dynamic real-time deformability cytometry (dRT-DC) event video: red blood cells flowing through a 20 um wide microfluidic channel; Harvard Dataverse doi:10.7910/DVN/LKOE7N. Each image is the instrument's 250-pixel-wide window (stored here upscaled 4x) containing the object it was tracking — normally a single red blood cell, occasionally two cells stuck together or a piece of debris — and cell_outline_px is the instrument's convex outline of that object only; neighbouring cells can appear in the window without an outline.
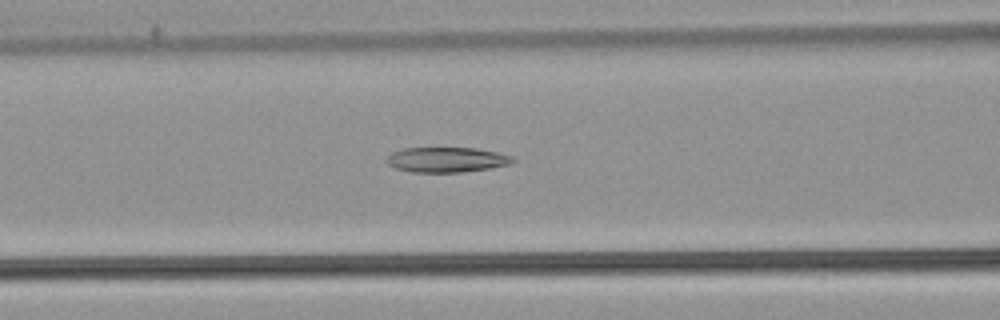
{"species": "common noctule bat (a hibernating species)", "species_latin": "Nyctalus noctula", "temperature_condition": "warm", "stored_images_in_passage": 47, "camera_frame_rate_fps": 3000, "um_per_image_px": 0.085, "animal": {"sex": "male", "body_mass_g": 21.5, "forearm_length_mm": 52.0}, "frame": {"image": 1, "passage_image": 16, "time_ms": 5.0, "image_size_px": [1000, 320], "cell_outline_px": [[516, 160], [512, 164], [488, 168], [460, 172], [412, 172], [396, 168], [388, 164], [384, 160], [392, 152], [404, 148], [476, 148], [516, 156]], "centroid_in_image_um": [37.99, 13.57], "position_along_channel_um": 128.6, "area_um2": 18.5}}
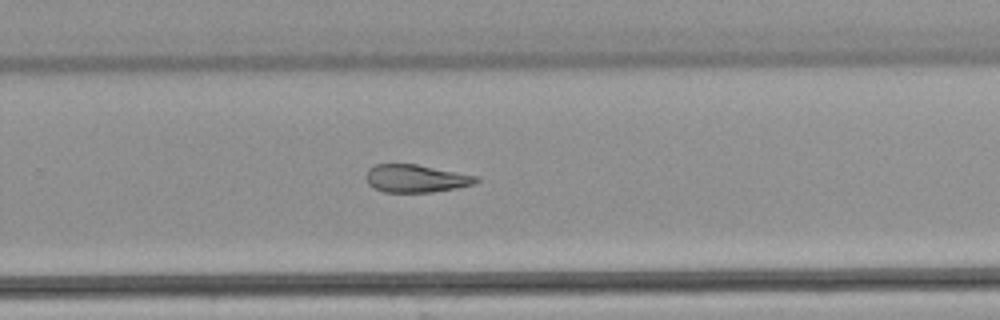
{"frame": {"image": 2, "passage_image": 29, "time_ms": 9.333, "image_size_px": [1000, 320], "cell_outline_px": [[480, 180], [476, 184], [456, 188], [432, 192], [384, 192], [372, 188], [368, 184], [364, 176], [368, 168], [376, 164], [416, 164], [476, 176]], "centroid_in_image_um": [35.3, 15.17], "position_along_channel_um": 294.5, "area_um2": 17.92}}
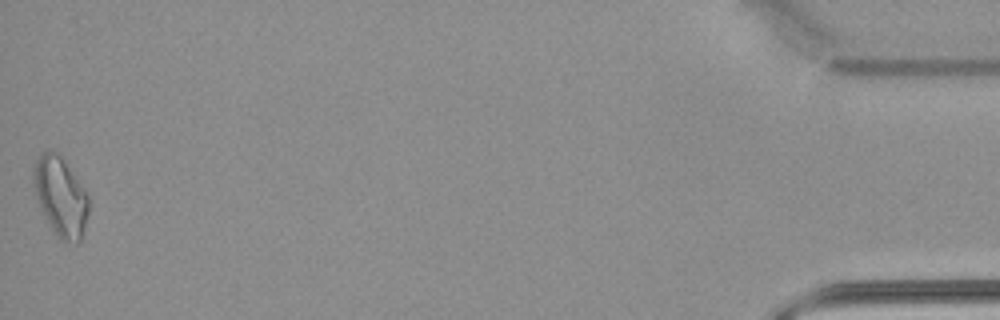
{"frame": {"image": 3, "passage_image": 47, "time_ms": 15.333, "image_size_px": [1000, 320], "cell_outline_px": [[88, 212], [80, 240], [76, 244], [60, 240], [56, 236], [40, 208], [32, 184], [32, 168], [40, 152], [48, 148], [60, 152], [88, 196]], "centroid_in_image_um": [5.1, 16.64], "position_along_channel_um": 430.1, "area_um2": 25.78}, "authors_computed_cell_mechanics": {"area_um2": 20.0566, "velocity_mm_per_s": 3.8301, "shape_relaxation_time_tau1_ms": null, "shape_relaxation_time_tau2_ms": 4.3509, "deformation_change_tau1": null, "deformation_change_tau2": 0.1247}}